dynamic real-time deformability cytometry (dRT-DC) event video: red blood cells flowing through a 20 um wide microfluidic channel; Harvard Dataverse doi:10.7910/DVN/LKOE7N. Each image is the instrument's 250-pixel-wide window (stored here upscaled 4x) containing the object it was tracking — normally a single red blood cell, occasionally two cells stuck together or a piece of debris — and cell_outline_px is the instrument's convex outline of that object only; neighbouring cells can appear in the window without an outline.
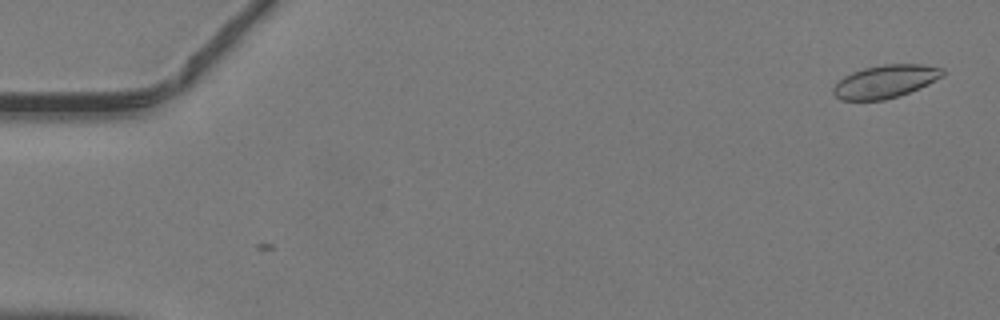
{"species": "common noctule bat (a hibernating species)", "species_latin": "Nyctalus noctula", "temperature_condition": "warm", "stored_images_in_passage": 2, "camera_frame_rate_fps": 3000, "um_per_image_px": 0.085, "animal": {"sex": "male", "body_mass_g": 19.2, "forearm_length_mm": 51.8}, "frame": {"image": 1, "passage_image": 2, "time_ms": 0.333, "image_size_px": [1000, 320], "cell_outline_px": [[944, 76], [920, 88], [900, 96], [884, 100], [840, 100], [832, 92], [832, 88], [844, 76], [852, 72], [864, 68], [884, 64], [920, 64], [944, 68]], "centroid_in_image_um": [75.27, 6.93], "position_along_channel_um": 9.7, "area_um2": 21.1}}